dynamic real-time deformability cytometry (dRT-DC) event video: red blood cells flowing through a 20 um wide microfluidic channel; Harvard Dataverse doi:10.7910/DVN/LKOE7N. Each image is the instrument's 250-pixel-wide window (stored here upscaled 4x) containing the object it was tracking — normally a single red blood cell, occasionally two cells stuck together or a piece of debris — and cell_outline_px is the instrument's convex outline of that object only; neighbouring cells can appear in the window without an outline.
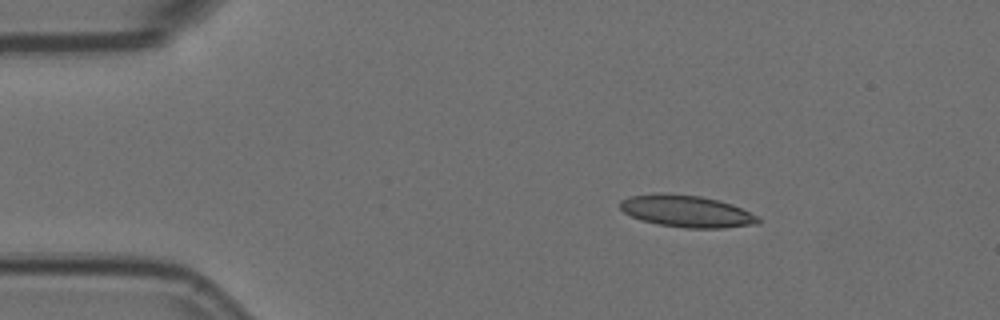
{"species": "Egyptian fruit bat (a non-hibernating species)", "species_latin": "Rousettus aegyptiacus", "temperature_condition": "room temperature", "stored_images_in_passage": 4, "camera_frame_rate_fps": 3000, "um_per_image_px": 0.085, "animal": {"sex": "female"}, "frame": {"image": 1, "passage_image": 2, "time_ms": 0.333, "image_size_px": [1000, 320], "cell_outline_px": [[760, 224], [724, 228], [684, 228], [660, 224], [644, 220], [632, 216], [624, 212], [620, 208], [620, 200], [628, 196], [660, 192], [700, 196], [732, 204], [760, 216]], "centroid_in_image_um": [58.39, 17.95], "position_along_channel_um": 26.6, "area_um2": 25.78}}